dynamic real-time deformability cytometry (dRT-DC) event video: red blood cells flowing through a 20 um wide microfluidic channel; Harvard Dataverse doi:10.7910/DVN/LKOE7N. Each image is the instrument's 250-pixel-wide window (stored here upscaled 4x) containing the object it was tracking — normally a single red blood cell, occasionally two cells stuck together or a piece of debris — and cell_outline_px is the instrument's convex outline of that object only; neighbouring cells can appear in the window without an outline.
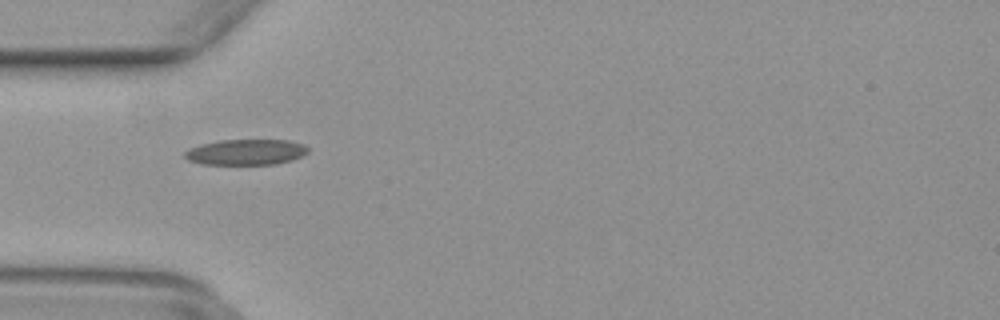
{"species": "common noctule bat (a hibernating species)", "species_latin": "Nyctalus noctula", "temperature_condition": "warm", "stored_images_in_passage": 35, "camera_frame_rate_fps": 3000, "um_per_image_px": 0.085, "animal": {"sex": "female", "body_mass_g": 29.2, "forearm_length_mm": 56.3}, "frame": {"image": 1, "passage_image": 1, "time_ms": 0.0, "image_size_px": [1000, 320], "cell_outline_px": [[308, 152], [292, 160], [276, 164], [200, 164], [188, 160], [184, 156], [184, 152], [188, 148], [200, 144], [220, 140], [288, 140], [304, 144], [308, 148]], "centroid_in_image_um": [20.88, 12.92], "position_along_channel_um": 64.1, "area_um2": 18.5}}
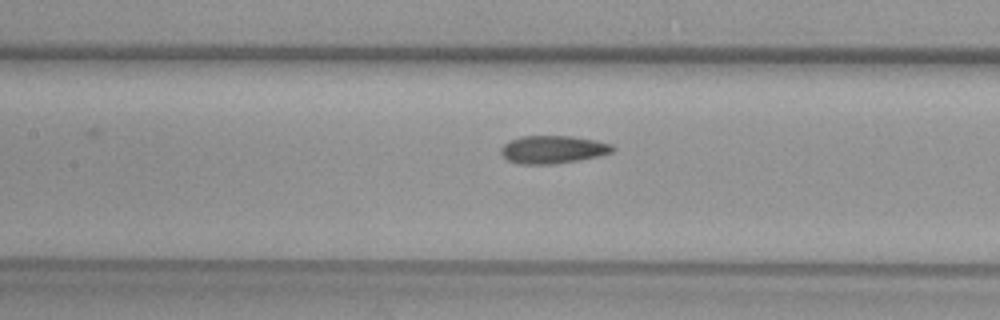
{"frame": {"image": 2, "passage_image": 8, "time_ms": 2.333, "image_size_px": [1000, 320], "cell_outline_px": [[616, 148], [612, 152], [600, 156], [552, 164], [516, 164], [508, 160], [500, 152], [500, 148], [508, 140], [520, 136], [572, 136], [596, 140], [612, 144]], "centroid_in_image_um": [46.98, 12.7], "position_along_channel_um": 160.4, "area_um2": 18.26}}
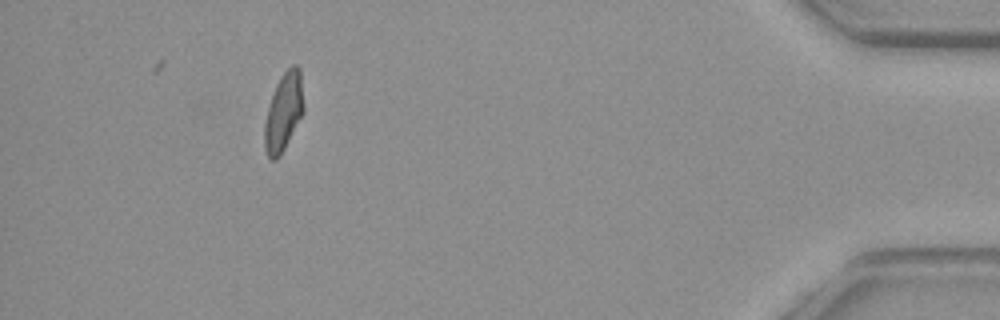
{"frame": {"image": 3, "passage_image": 31, "time_ms": 10.0, "image_size_px": [1000, 320], "cell_outline_px": [[304, 112], [280, 156], [276, 160], [272, 160], [268, 156], [264, 148], [264, 124], [268, 108], [276, 84], [280, 76], [292, 64], [296, 64], [300, 68], [304, 104]], "centroid_in_image_um": [24.11, 9.51], "position_along_channel_um": 411.1, "area_um2": 17.86}}